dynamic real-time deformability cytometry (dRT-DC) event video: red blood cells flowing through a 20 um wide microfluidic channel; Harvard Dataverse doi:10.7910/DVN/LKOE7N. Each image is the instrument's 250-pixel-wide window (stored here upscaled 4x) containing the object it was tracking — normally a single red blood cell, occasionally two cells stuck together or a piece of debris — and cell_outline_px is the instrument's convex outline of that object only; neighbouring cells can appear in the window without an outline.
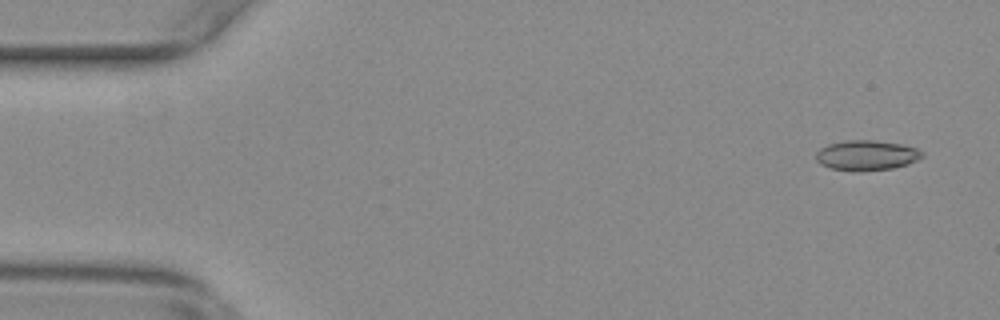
{"species": "common noctule bat (a hibernating species)", "species_latin": "Nyctalus noctula", "temperature_condition": "warm", "stored_images_in_passage": 49, "camera_frame_rate_fps": 3000, "um_per_image_px": 0.085, "animal": {"sex": "female", "body_mass_g": 29.2, "forearm_length_mm": 56.3}, "frame": {"image": 1, "passage_image": 1, "time_ms": 0.0, "image_size_px": [1000, 320], "cell_outline_px": [[924, 156], [908, 164], [892, 168], [860, 172], [856, 172], [832, 168], [820, 164], [816, 160], [816, 152], [820, 148], [828, 144], [844, 140], [872, 140], [900, 144], [916, 148], [924, 152]], "centroid_in_image_um": [73.64, 13.21], "position_along_channel_um": 11.4, "area_um2": 18.73}}
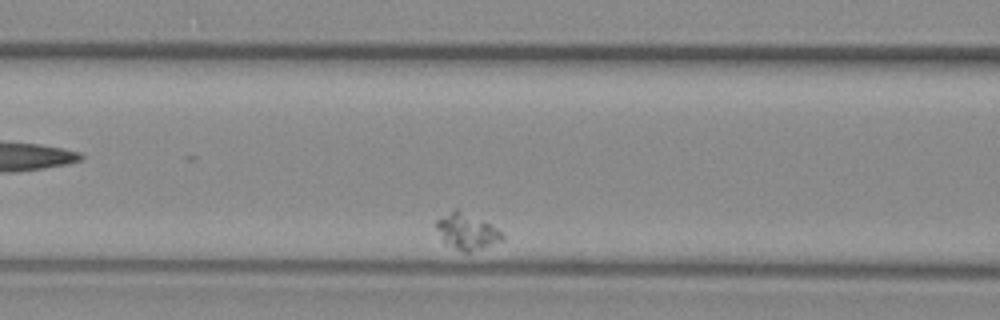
{"frame": {"image": 2, "passage_image": 23, "time_ms": 7.333, "image_size_px": [1000, 320], "cell_outline_px": [[504, 240], [468, 252], [464, 252], [456, 248], [444, 240], [436, 228], [436, 220], [456, 208], [504, 232]], "centroid_in_image_um": [39.7, 19.67], "position_along_channel_um": 126.9, "area_um2": 13.18}}
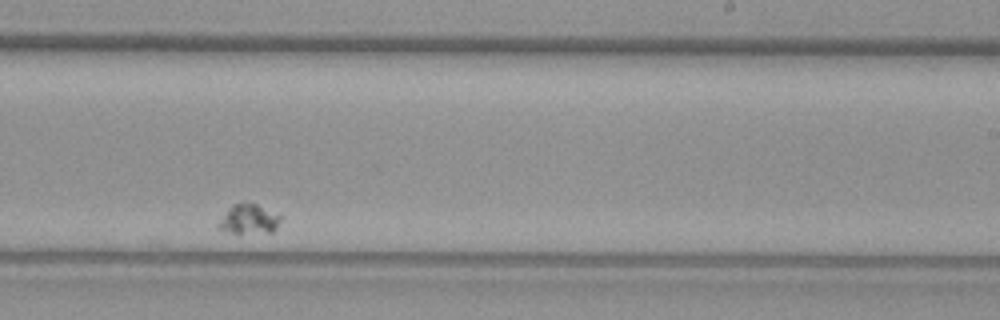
{"frame": {"image": 3, "passage_image": 38, "time_ms": 12.333, "image_size_px": [1000, 320], "cell_outline_px": [[280, 220], [276, 228], [272, 232], [232, 232], [216, 228], [216, 224], [228, 208], [232, 204], [256, 204], [280, 216]], "centroid_in_image_um": [21.1, 18.63], "position_along_channel_um": 267.9, "area_um2": 10.29}}